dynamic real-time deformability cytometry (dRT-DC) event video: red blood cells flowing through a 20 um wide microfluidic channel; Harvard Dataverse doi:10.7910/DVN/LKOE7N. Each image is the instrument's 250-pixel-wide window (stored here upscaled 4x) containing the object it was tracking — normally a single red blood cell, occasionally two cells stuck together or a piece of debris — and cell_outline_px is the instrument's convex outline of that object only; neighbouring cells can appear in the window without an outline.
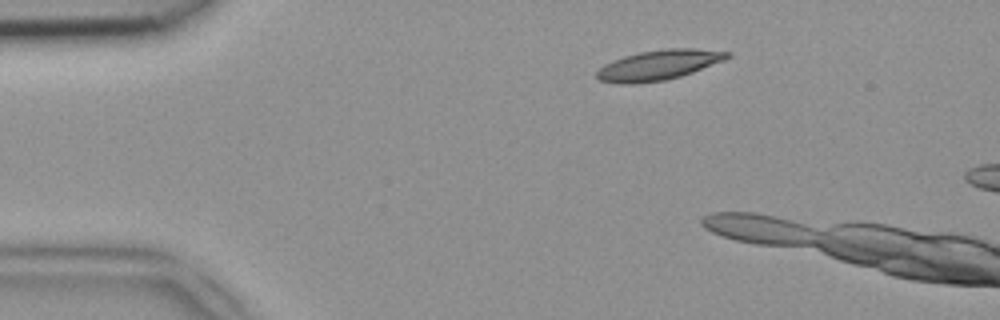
{"species": "common noctule bat (a hibernating species)", "species_latin": "Nyctalus noctula", "temperature_condition": "room temperature", "stored_images_in_passage": 8, "camera_frame_rate_fps": 3000, "um_per_image_px": 0.085, "animal": {"sex": "female", "body_mass_g": 18.4}, "frame": {"image": 1, "passage_image": 4, "time_ms": 1.0, "image_size_px": [1000, 320], "cell_outline_px": [[732, 56], [724, 60], [692, 72], [680, 76], [664, 80], [636, 84], [620, 84], [600, 80], [596, 76], [596, 72], [604, 64], [612, 60], [624, 56], [640, 52], [664, 48], [696, 48], [732, 52]], "centroid_in_image_um": [55.99, 5.52], "position_along_channel_um": 29.0, "area_um2": 22.89}}